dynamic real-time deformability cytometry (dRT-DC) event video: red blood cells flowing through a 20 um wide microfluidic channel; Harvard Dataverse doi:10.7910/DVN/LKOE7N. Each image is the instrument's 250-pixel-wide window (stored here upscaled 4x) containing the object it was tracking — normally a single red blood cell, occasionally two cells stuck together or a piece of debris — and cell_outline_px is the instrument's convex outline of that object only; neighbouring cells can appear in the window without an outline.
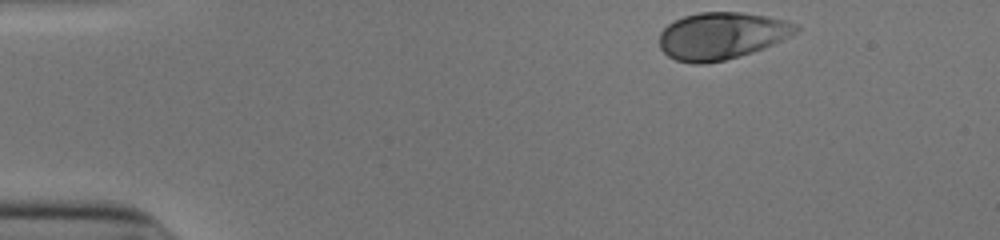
{"species": "human", "species_latin": "Homo sapiens", "temperature_condition": "cold", "stored_images_in_passage": 36, "camera_frame_rate_fps": 3000, "um_per_image_px": 0.085, "donor": {"sex": "male"}, "frame": {"image": 1, "passage_image": 1, "time_ms": 0.0, "image_size_px": [1000, 240], "cell_outline_px": [[800, 28], [796, 32], [772, 44], [752, 52], [724, 60], [704, 64], [692, 64], [676, 60], [668, 56], [660, 48], [660, 32], [668, 24], [684, 16], [700, 12], [740, 12], [768, 16], [800, 24]], "centroid_in_image_um": [61.32, 3.04], "position_along_channel_um": 23.7, "area_um2": 37.28}}
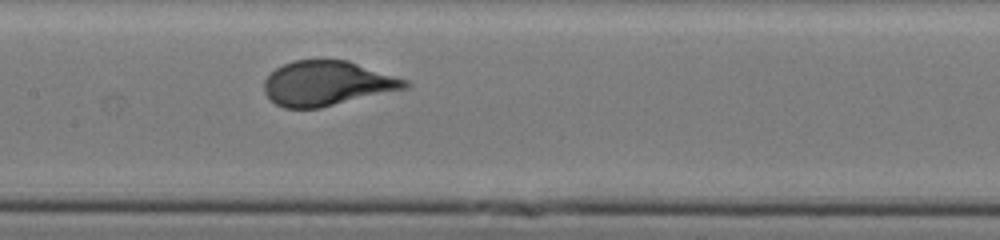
{"frame": {"image": 2, "passage_image": 20, "time_ms": 6.333, "image_size_px": [1000, 240], "cell_outline_px": [[412, 84], [408, 88], [320, 108], [284, 108], [276, 104], [264, 92], [264, 80], [276, 68], [292, 60], [348, 60], [408, 80]], "centroid_in_image_um": [27.83, 7.09], "position_along_channel_um": 179.6, "area_um2": 36.7}}
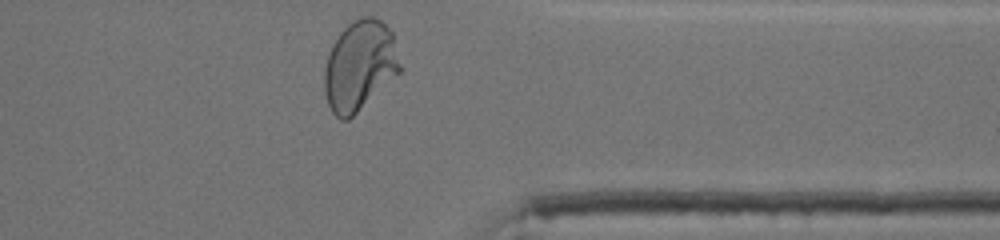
{"frame": {"image": 3, "passage_image": 36, "time_ms": 11.667, "image_size_px": [1000, 240], "cell_outline_px": [[400, 72], [348, 120], [340, 120], [332, 112], [328, 104], [324, 92], [324, 68], [328, 52], [332, 44], [340, 32], [348, 24], [364, 16], [372, 16], [380, 20], [392, 32], [400, 64]], "centroid_in_image_um": [30.54, 5.59], "position_along_channel_um": 380.9, "area_um2": 39.42}, "authors_computed_cell_mechanics": {"area_um2": 36.6741, "velocity_mm_per_s": 3.8782, "shape_relaxation_time_tau1_ms": 3.2009, "shape_relaxation_time_tau2_ms": null, "deformation_change_tau1": 0.193, "deformation_change_tau2": null}}